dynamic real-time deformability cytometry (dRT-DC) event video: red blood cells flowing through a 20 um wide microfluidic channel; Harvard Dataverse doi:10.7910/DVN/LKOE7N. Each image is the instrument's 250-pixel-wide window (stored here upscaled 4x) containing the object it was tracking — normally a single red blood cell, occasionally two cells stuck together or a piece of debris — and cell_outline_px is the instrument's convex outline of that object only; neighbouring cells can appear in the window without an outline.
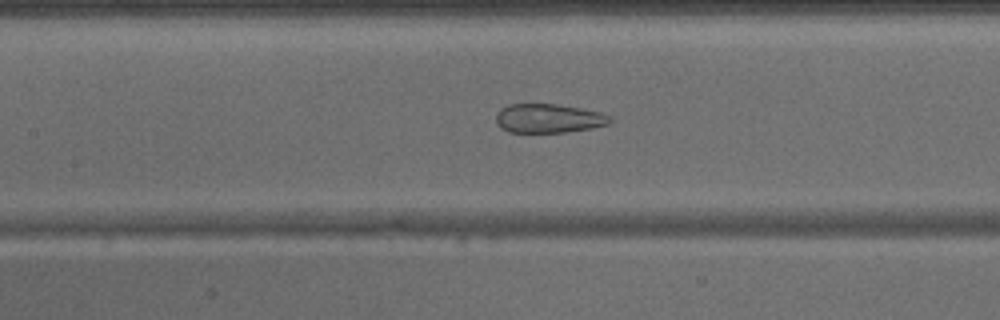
{"species": "common noctule bat (a hibernating species)", "species_latin": "Nyctalus noctula", "temperature_condition": "warm", "stored_images_in_passage": 40, "camera_frame_rate_fps": 3000, "um_per_image_px": 0.085, "animal": {"sex": "male", "body_mass_g": 15.6}, "frame": {"image": 1, "passage_image": 19, "time_ms": 6.0, "image_size_px": [1000, 320], "cell_outline_px": [[612, 120], [608, 124], [592, 128], [564, 132], [508, 132], [500, 128], [496, 124], [496, 112], [500, 108], [508, 104], [556, 104], [580, 108], [600, 112], [612, 116]], "centroid_in_image_um": [46.6, 10.06], "position_along_channel_um": 160.8, "area_um2": 19.42}}
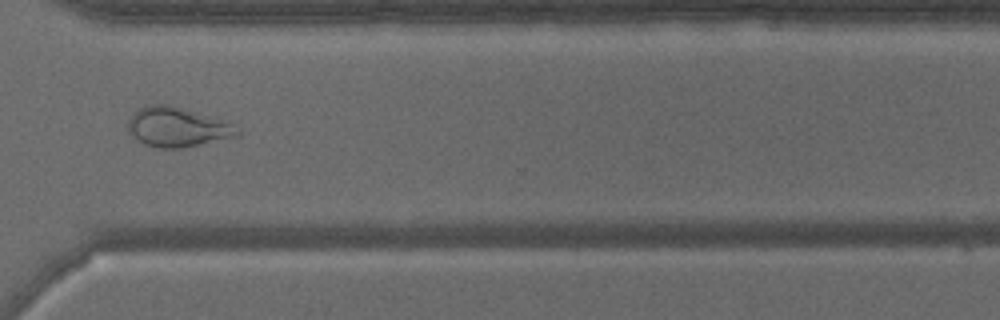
{"frame": {"image": 2, "passage_image": 32, "time_ms": 10.333, "image_size_px": [1000, 320], "cell_outline_px": [[240, 136], [180, 148], [160, 148], [144, 144], [132, 136], [128, 132], [128, 120], [132, 112], [148, 104], [168, 104], [220, 120], [232, 124], [240, 132]], "centroid_in_image_um": [15.01, 10.81], "position_along_channel_um": 355.6, "area_um2": 24.91}}
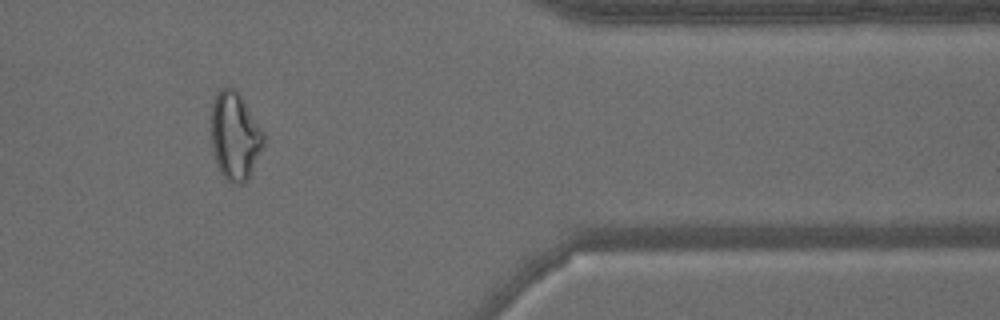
{"frame": {"image": 3, "passage_image": 36, "time_ms": 11.667, "image_size_px": [1000, 320], "cell_outline_px": [[264, 144], [248, 180], [244, 184], [232, 184], [220, 172], [216, 164], [212, 152], [212, 100], [216, 92], [220, 88], [236, 88], [240, 92], [264, 132]], "centroid_in_image_um": [19.97, 11.55], "position_along_channel_um": 391.4, "area_um2": 27.22}}